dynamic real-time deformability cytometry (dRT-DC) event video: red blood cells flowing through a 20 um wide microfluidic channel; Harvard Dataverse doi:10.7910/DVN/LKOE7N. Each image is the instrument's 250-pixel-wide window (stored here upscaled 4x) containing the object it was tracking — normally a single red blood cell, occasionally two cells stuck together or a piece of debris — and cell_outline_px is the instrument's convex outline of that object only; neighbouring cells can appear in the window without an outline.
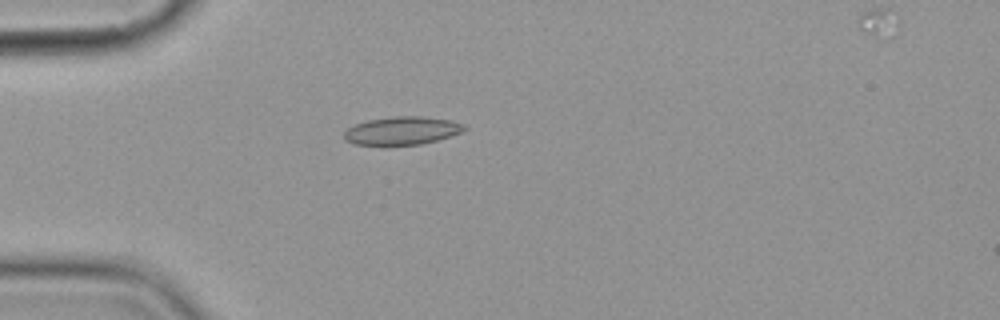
{"species": "common noctule bat (a hibernating species)", "species_latin": "Nyctalus noctula", "temperature_condition": "cold", "stored_images_in_passage": 6, "camera_frame_rate_fps": 3000, "um_per_image_px": 0.085, "animal": {"sex": "female", "body_mass_g": 19.9}, "frame": {"image": 1, "passage_image": 5, "time_ms": 5.0, "image_size_px": [1000, 320], "cell_outline_px": [[468, 128], [460, 132], [436, 140], [420, 144], [352, 144], [344, 140], [344, 132], [348, 128], [356, 124], [368, 120], [392, 116], [420, 116], [452, 120], [464, 124]], "centroid_in_image_um": [34.17, 11.09], "position_along_channel_um": 50.8, "area_um2": 19.42}}